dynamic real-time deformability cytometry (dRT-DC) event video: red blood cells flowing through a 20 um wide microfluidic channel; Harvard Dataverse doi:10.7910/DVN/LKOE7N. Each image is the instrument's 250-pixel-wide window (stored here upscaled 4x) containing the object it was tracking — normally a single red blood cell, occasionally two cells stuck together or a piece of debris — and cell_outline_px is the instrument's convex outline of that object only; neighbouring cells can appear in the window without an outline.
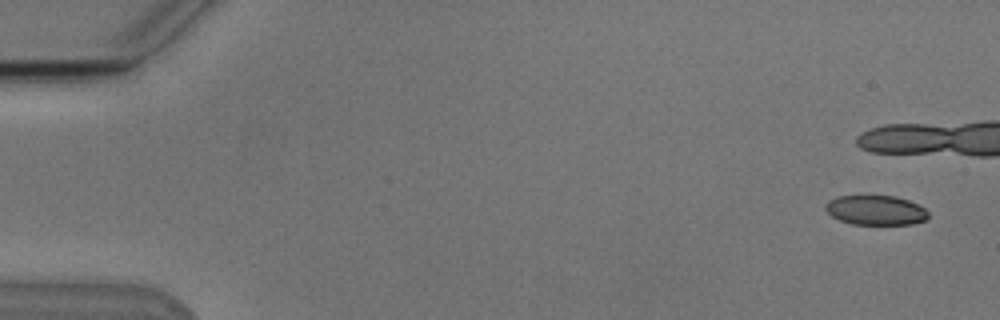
{"species": "Egyptian fruit bat (a non-hibernating species)", "species_latin": "Rousettus aegyptiacus", "temperature_condition": "cold", "stored_images_in_passage": 7, "camera_frame_rate_fps": 3000, "um_per_image_px": 0.085, "animal": {"sex": "male"}, "frame": {"image": 1, "passage_image": 1, "time_ms": 0.0, "image_size_px": [1000, 320], "cell_outline_px": [[928, 216], [924, 220], [912, 224], [852, 224], [840, 220], [832, 216], [824, 208], [824, 204], [828, 200], [836, 196], [896, 196], [908, 200], [924, 208], [928, 212]], "centroid_in_image_um": [74.4, 17.86], "position_along_channel_um": 10.6, "area_um2": 17.69}}